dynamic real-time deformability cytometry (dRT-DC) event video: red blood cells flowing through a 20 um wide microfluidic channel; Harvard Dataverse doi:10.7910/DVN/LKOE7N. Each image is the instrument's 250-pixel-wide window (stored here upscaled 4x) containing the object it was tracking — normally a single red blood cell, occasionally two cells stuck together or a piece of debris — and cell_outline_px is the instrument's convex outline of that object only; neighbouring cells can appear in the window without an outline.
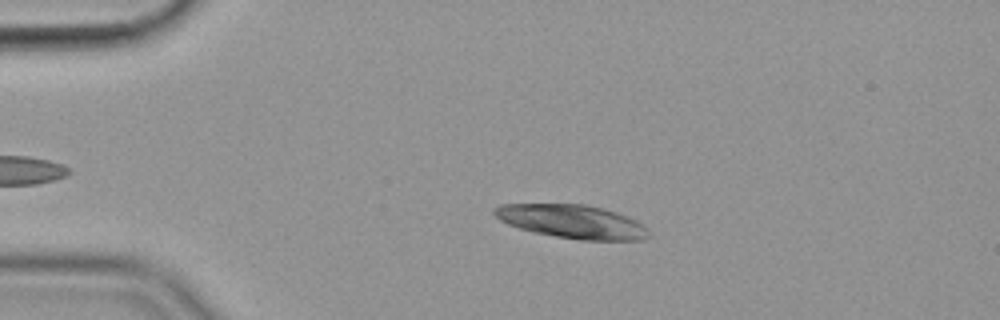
{"species": "common noctule bat (a hibernating species)", "species_latin": "Nyctalus noctula", "temperature_condition": "cold", "stored_images_in_passage": 56, "camera_frame_rate_fps": 3000, "um_per_image_px": 0.085, "animal": {"sex": "female", "body_mass_g": 19.9}, "frame": {"image": 1, "passage_image": 12, "time_ms": 3.667, "image_size_px": [1000, 320], "cell_outline_px": [[652, 236], [640, 240], [580, 240], [532, 232], [508, 224], [500, 220], [492, 212], [492, 208], [500, 204], [584, 204], [604, 208], [628, 216], [644, 224], [648, 228]], "centroid_in_image_um": [48.66, 18.83], "position_along_channel_um": 36.3, "area_um2": 30.46}}